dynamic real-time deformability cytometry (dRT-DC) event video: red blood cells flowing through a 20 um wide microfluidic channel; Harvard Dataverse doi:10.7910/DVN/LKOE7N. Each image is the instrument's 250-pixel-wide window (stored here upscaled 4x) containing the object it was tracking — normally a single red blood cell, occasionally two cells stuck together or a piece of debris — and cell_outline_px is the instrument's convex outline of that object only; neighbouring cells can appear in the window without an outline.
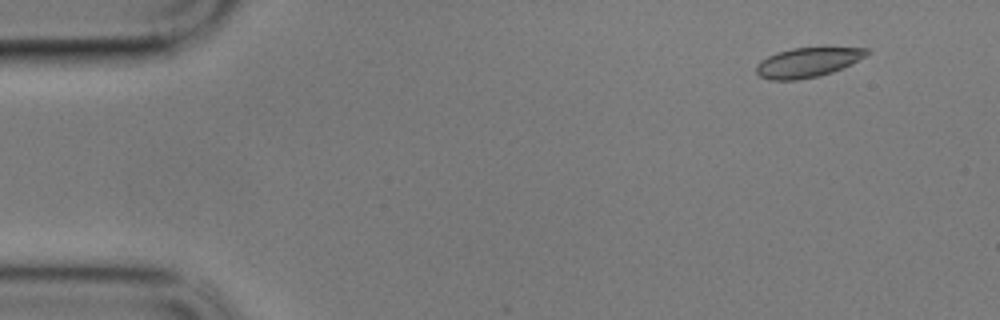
{"species": "common noctule bat (a hibernating species)", "species_latin": "Nyctalus noctula", "temperature_condition": "cold", "stored_images_in_passage": 56, "camera_frame_rate_fps": 3000, "um_per_image_px": 0.085, "animal": {"sex": "male", "body_mass_g": 17.9}, "frame": {"image": 1, "passage_image": 1, "time_ms": 0.0, "image_size_px": [1000, 320], "cell_outline_px": [[872, 52], [832, 72], [820, 76], [796, 80], [768, 80], [760, 76], [756, 72], [756, 64], [760, 60], [776, 52], [792, 48], [868, 48]], "centroid_in_image_um": [68.57, 5.31], "position_along_channel_um": 16.4, "area_um2": 18.84}}
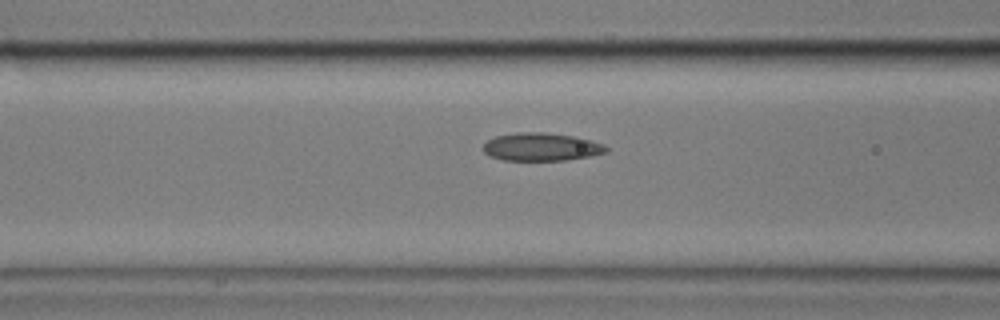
{"frame": {"image": 2, "passage_image": 20, "time_ms": 6.333, "image_size_px": [1000, 320], "cell_outline_px": [[608, 152], [588, 156], [564, 160], [504, 160], [488, 156], [484, 152], [484, 144], [488, 140], [496, 136], [516, 132], [544, 132], [576, 136], [604, 144], [608, 148]], "centroid_in_image_um": [46.01, 12.48], "position_along_channel_um": 120.6, "area_um2": 20.06}}
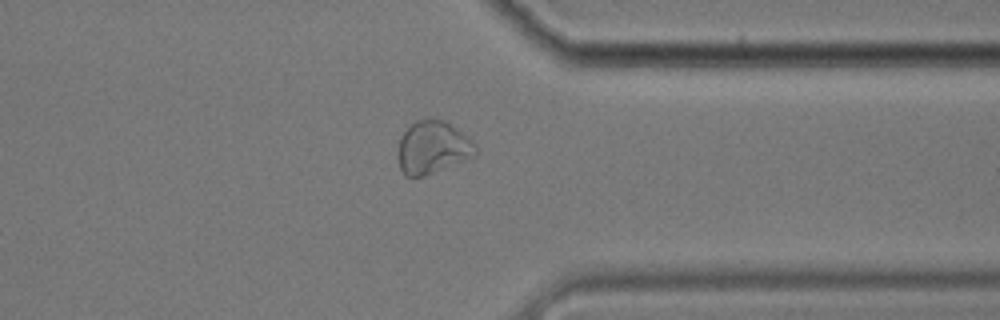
{"frame": {"image": 3, "passage_image": 43, "time_ms": 14.0, "image_size_px": [1000, 320], "cell_outline_px": [[476, 156], [424, 176], [404, 176], [400, 168], [396, 156], [400, 136], [416, 120], [432, 116], [444, 120], [468, 136], [476, 144]], "centroid_in_image_um": [36.76, 12.51], "position_along_channel_um": 374.6, "area_um2": 24.28}, "authors_computed_cell_mechanics": {"area_um2": 20.4612, "velocity_mm_per_s": 3.3641, "shape_relaxation_time_tau1_ms": null, "shape_relaxation_time_tau2_ms": 3.1008, "deformation_change_tau1": null, "deformation_change_tau2": 0.0731}}